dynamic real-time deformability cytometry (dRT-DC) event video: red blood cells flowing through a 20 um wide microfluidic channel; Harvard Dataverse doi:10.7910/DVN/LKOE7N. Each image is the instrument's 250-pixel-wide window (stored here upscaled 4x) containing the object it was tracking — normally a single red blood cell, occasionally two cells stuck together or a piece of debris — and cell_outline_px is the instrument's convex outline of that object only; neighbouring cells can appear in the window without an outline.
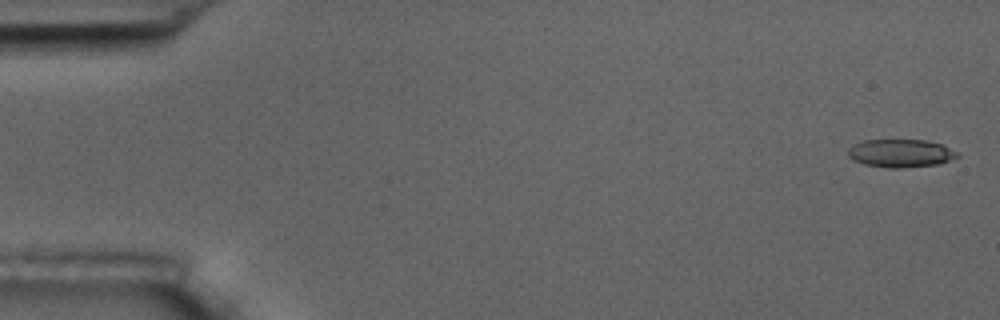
{"species": "common noctule bat (a hibernating species)", "species_latin": "Nyctalus noctula", "temperature_condition": "room temperature", "stored_images_in_passage": 57, "camera_frame_rate_fps": 3000, "um_per_image_px": 0.085, "animal": {"sex": "male", "body_mass_g": 17.5, "forearm_length_mm": 52.3}, "frame": {"image": 1, "passage_image": 2, "time_ms": 0.333, "image_size_px": [1000, 320], "cell_outline_px": [[960, 156], [936, 164], [904, 168], [888, 168], [864, 164], [852, 160], [848, 156], [848, 148], [864, 140], [928, 140], [944, 144], [956, 152]], "centroid_in_image_um": [76.55, 13.02], "position_along_channel_um": 8.5, "area_um2": 17.86}}
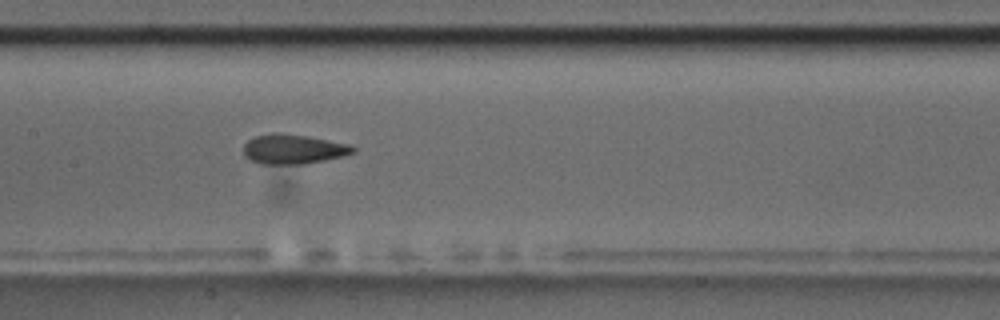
{"frame": {"image": 2, "passage_image": 28, "time_ms": 9.0, "image_size_px": [1000, 320], "cell_outline_px": [[356, 152], [344, 156], [304, 164], [260, 164], [244, 156], [244, 144], [248, 140], [256, 136], [276, 132], [308, 136], [348, 144], [356, 148]], "centroid_in_image_um": [24.93, 12.68], "position_along_channel_um": 182.5, "area_um2": 18.9}}
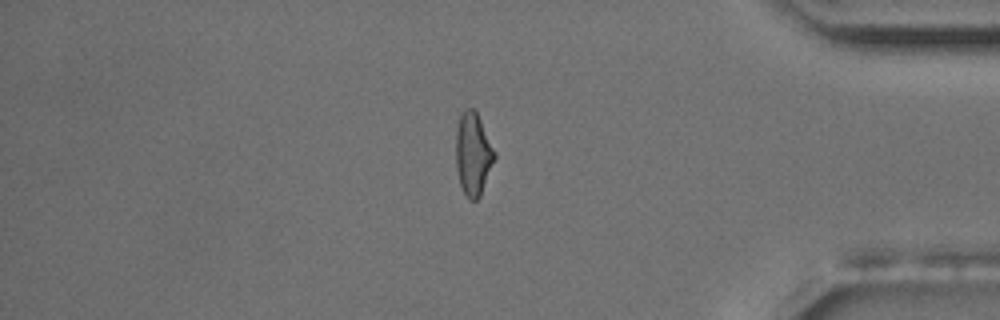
{"frame": {"image": 3, "passage_image": 48, "time_ms": 15.667, "image_size_px": [1000, 320], "cell_outline_px": [[496, 156], [480, 196], [476, 200], [468, 200], [460, 184], [456, 168], [456, 128], [460, 112], [464, 108], [472, 108], [476, 112], [496, 152]], "centroid_in_image_um": [40.2, 13.07], "position_along_channel_um": 395.0, "area_um2": 18.67}, "authors_computed_cell_mechanics": {"area_um2": 18.7272, "velocity_mm_per_s": 3.6122, "shape_relaxation_time_tau1_ms": 7.982, "shape_relaxation_time_tau2_ms": 1.8155, "deformation_change_tau1": 0.1958, "deformation_change_tau2": 0.1032}}